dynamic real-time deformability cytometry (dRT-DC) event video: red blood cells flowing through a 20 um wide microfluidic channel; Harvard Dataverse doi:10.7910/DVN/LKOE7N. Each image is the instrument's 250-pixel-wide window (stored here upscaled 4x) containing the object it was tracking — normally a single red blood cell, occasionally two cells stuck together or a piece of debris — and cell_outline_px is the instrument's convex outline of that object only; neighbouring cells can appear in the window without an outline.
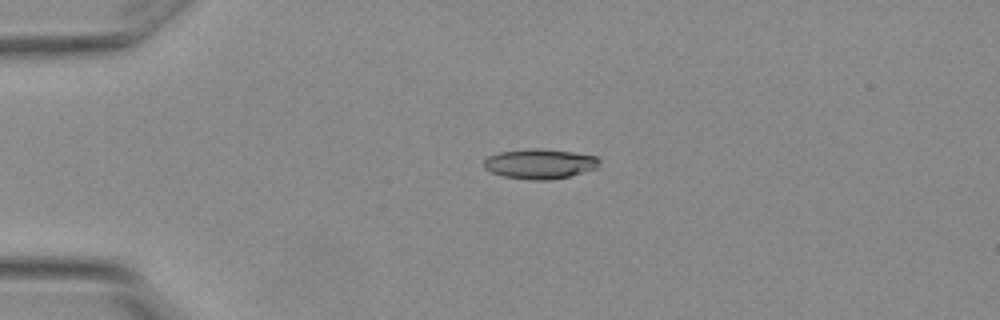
{"species": "Egyptian fruit bat (a non-hibernating species)", "species_latin": "Rousettus aegyptiacus", "temperature_condition": "warm", "stored_images_in_passage": 2, "camera_frame_rate_fps": 3000, "um_per_image_px": 0.085, "animal": {"sex": "female"}, "frame": {"image": 1, "passage_image": 1, "time_ms": 0.0, "image_size_px": [1000, 320], "cell_outline_px": [[600, 160], [596, 168], [568, 176], [548, 180], [532, 180], [504, 176], [492, 172], [484, 168], [484, 160], [488, 156], [500, 152], [528, 148], [540, 148], [572, 152], [596, 156]], "centroid_in_image_um": [45.86, 13.91], "position_along_channel_um": 39.1, "area_um2": 19.94}}